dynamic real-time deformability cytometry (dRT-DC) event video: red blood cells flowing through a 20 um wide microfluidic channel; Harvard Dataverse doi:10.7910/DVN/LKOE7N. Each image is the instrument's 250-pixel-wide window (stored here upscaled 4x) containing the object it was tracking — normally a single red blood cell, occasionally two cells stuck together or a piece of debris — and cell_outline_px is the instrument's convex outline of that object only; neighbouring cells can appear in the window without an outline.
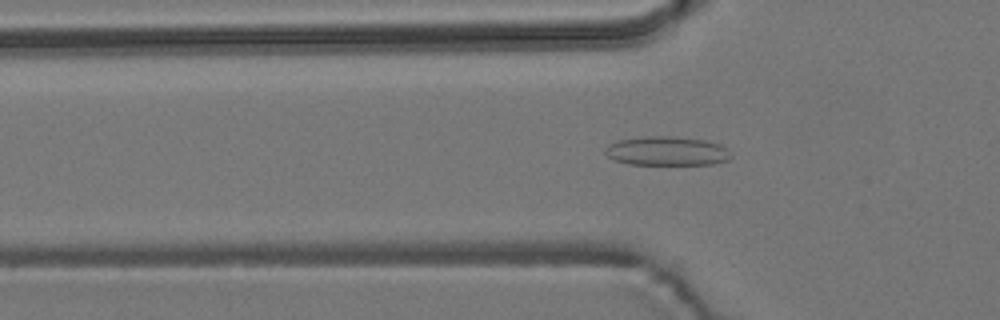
{"species": "common noctule bat (a hibernating species)", "species_latin": "Nyctalus noctula", "temperature_condition": "room temperature", "stored_images_in_passage": 55, "camera_frame_rate_fps": 3000, "um_per_image_px": 0.085, "animal": {"sex": "male", "body_mass_g": 19.2, "forearm_length_mm": 51.8}, "frame": {"image": 1, "passage_image": 18, "time_ms": 5.667, "image_size_px": [1000, 320], "cell_outline_px": [[732, 156], [728, 160], [712, 164], [628, 164], [616, 160], [608, 156], [604, 152], [604, 148], [608, 144], [616, 140], [644, 136], [672, 136], [704, 140], [720, 144]], "centroid_in_image_um": [56.63, 12.83], "position_along_channel_um": 69.2, "area_um2": 21.27}}
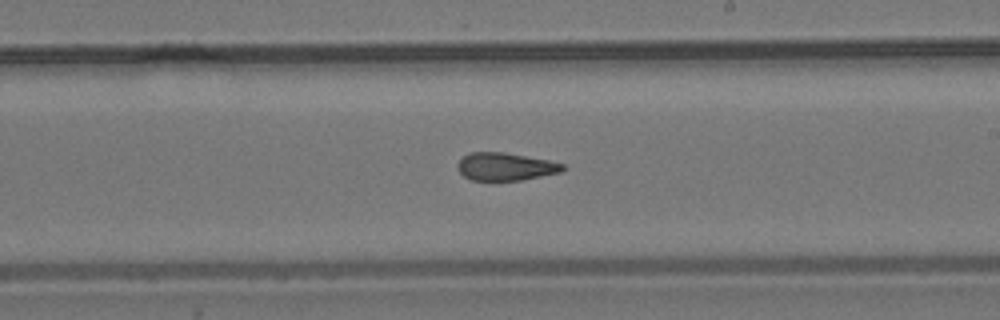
{"frame": {"image": 2, "passage_image": 32, "time_ms": 10.333, "image_size_px": [1000, 320], "cell_outline_px": [[564, 168], [560, 172], [520, 180], [472, 180], [464, 176], [460, 172], [456, 164], [464, 156], [472, 152], [504, 152], [548, 160], [564, 164]], "centroid_in_image_um": [42.94, 14.16], "position_along_channel_um": 246.1, "area_um2": 16.76}}
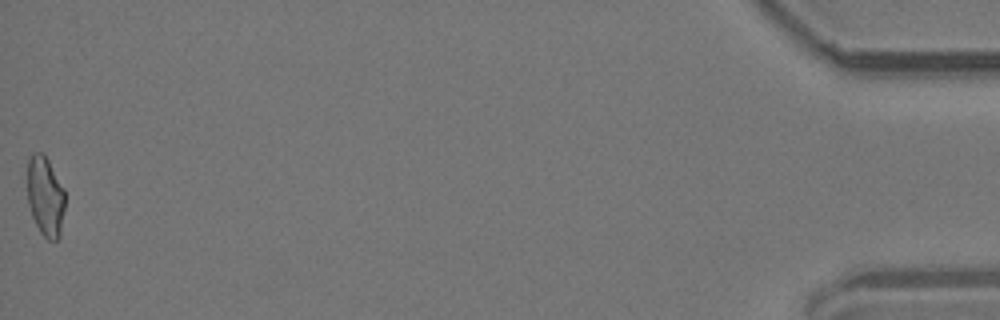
{"frame": {"image": 3, "passage_image": 55, "time_ms": 18.0, "image_size_px": [1000, 320], "cell_outline_px": [[64, 208], [60, 236], [56, 240], [48, 240], [40, 232], [32, 216], [28, 204], [28, 156], [32, 152], [44, 152], [64, 188]], "centroid_in_image_um": [3.85, 16.65], "position_along_channel_um": 431.4, "area_um2": 17.63}, "authors_computed_cell_mechanics": {"area_um2": 18.0914, "velocity_mm_per_s": 3.7666, "shape_relaxation_time_tau1_ms": null, "shape_relaxation_time_tau2_ms": 2.7232, "deformation_change_tau1": null, "deformation_change_tau2": 0.1018}}